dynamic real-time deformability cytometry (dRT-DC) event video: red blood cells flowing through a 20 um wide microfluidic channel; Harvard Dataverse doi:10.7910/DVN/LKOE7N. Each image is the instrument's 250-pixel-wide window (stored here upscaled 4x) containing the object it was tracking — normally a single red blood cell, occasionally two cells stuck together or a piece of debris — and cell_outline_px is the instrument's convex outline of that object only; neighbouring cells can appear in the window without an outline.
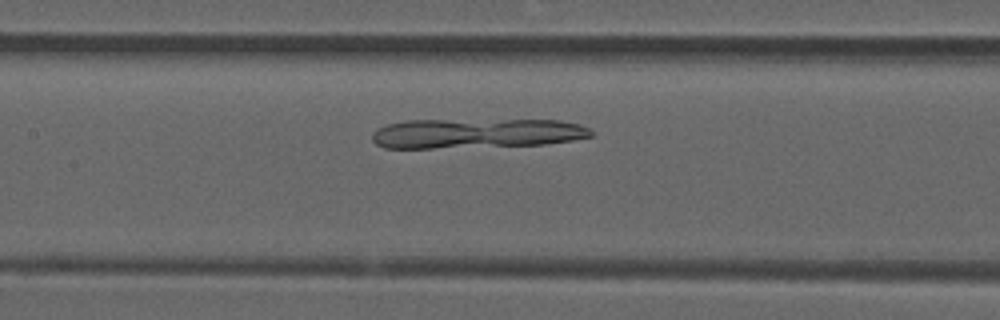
{"species": "common noctule bat (a hibernating species)", "species_latin": "Nyctalus noctula", "temperature_condition": "room temperature", "stored_images_in_passage": 38, "camera_frame_rate_fps": 3000, "um_per_image_px": 0.085, "animal": {"sex": "male", "forearm_length_mm": 52.5}, "frame": {"image": 1, "passage_image": 15, "time_ms": 4.667, "image_size_px": [1000, 320], "cell_outline_px": [[592, 136], [572, 140], [544, 144], [432, 148], [384, 148], [376, 144], [372, 140], [372, 132], [376, 128], [388, 124], [408, 120], [560, 120], [580, 124], [588, 128], [592, 132]], "centroid_in_image_um": [40.45, 11.33], "position_along_channel_um": 167.0, "area_um2": 37.92}}
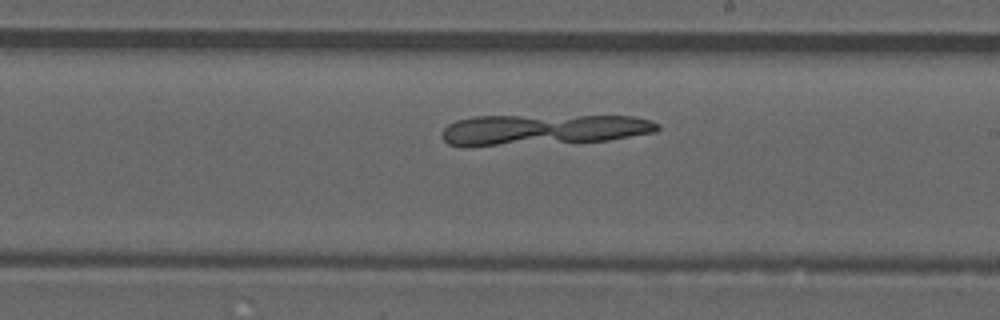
{"frame": {"image": 2, "passage_image": 21, "time_ms": 6.667, "image_size_px": [1000, 320], "cell_outline_px": [[660, 128], [656, 132], [608, 140], [496, 144], [448, 144], [440, 136], [440, 132], [448, 124], [456, 120], [472, 116], [632, 116], [652, 120], [660, 124]], "centroid_in_image_um": [46.24, 10.97], "position_along_channel_um": 242.8, "area_um2": 37.57}}
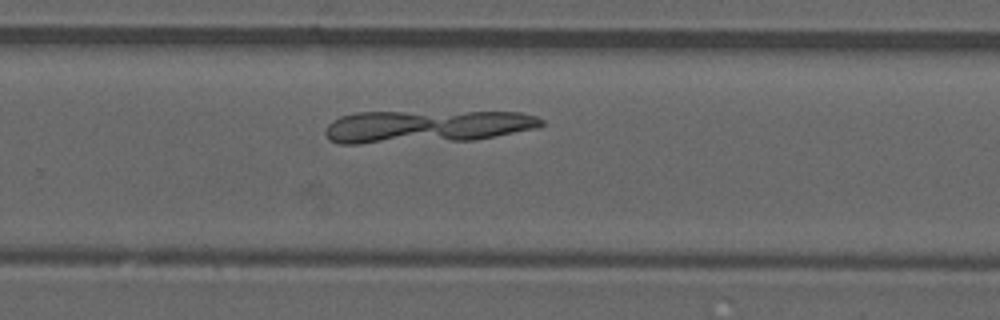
{"frame": {"image": 3, "passage_image": 25, "time_ms": 8.0, "image_size_px": [1000, 320], "cell_outline_px": [[544, 124], [536, 128], [472, 140], [360, 144], [340, 144], [328, 140], [324, 132], [328, 124], [332, 120], [340, 116], [356, 112], [520, 112], [536, 116], [544, 120]], "centroid_in_image_um": [36.18, 10.75], "position_along_channel_um": 293.6, "area_um2": 41.27}}